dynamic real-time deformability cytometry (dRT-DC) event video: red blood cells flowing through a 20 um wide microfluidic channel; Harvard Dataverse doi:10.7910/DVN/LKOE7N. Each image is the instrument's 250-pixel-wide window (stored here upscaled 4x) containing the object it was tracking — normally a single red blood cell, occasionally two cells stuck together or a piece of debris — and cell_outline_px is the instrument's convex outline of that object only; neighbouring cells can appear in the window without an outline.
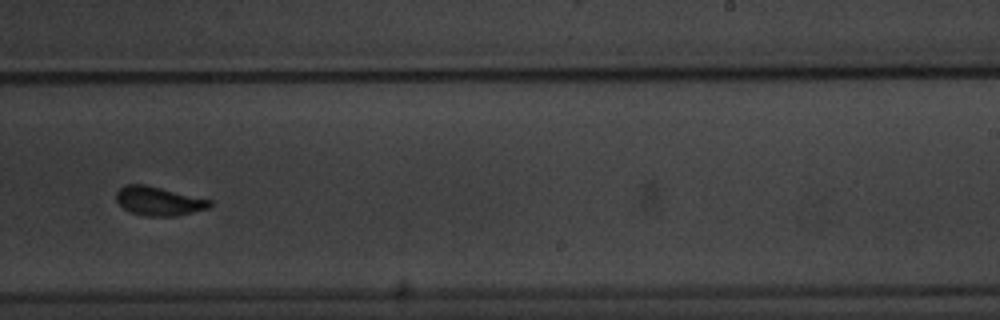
{"species": "common noctule bat (a hibernating species)", "species_latin": "Nyctalus noctula", "temperature_condition": "warm", "stored_images_in_passage": 10, "camera_frame_rate_fps": 3000, "um_per_image_px": 0.085, "animal": {"sex": "male", "body_mass_g": 20.1, "forearm_length_mm": 53.5}, "frame": {"image": 1, "passage_image": 9, "time_ms": 10.333, "image_size_px": [1000, 320], "cell_outline_px": [[212, 204], [208, 208], [176, 216], [144, 216], [132, 212], [124, 208], [116, 200], [116, 192], [124, 184], [144, 184], [212, 200]], "centroid_in_image_um": [13.48, 17.09], "position_along_channel_um": 275.5, "area_um2": 15.61}}
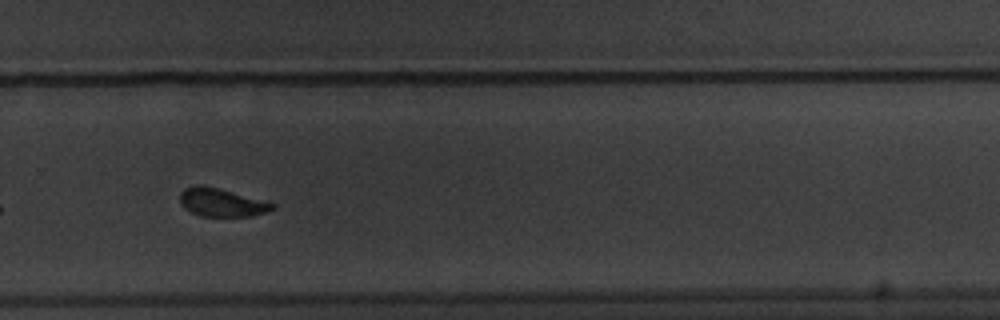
{"frame": {"image": 2, "passage_image": 10, "time_ms": 11.333, "image_size_px": [1000, 320], "cell_outline_px": [[276, 208], [252, 216], [200, 216], [184, 208], [180, 204], [180, 192], [184, 188], [196, 184], [204, 184], [268, 200], [276, 204]], "centroid_in_image_um": [18.86, 17.18], "position_along_channel_um": 310.9, "area_um2": 15.66}}